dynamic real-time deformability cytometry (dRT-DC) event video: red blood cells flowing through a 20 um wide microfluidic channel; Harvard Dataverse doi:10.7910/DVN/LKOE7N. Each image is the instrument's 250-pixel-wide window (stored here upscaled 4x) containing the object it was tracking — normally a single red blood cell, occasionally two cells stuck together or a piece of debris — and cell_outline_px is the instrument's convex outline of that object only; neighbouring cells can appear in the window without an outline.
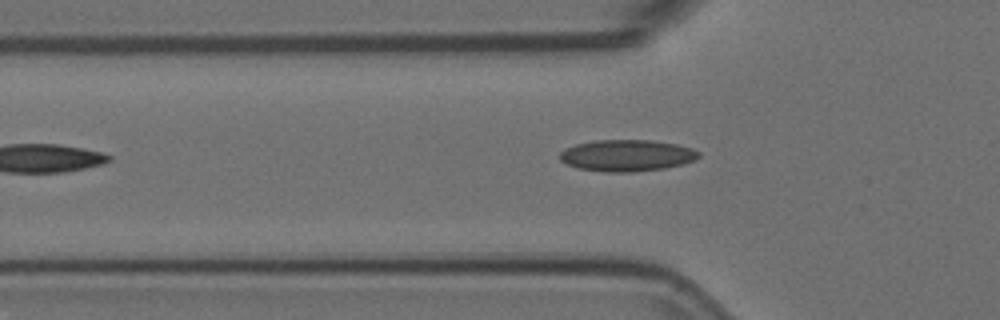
{"species": "Egyptian fruit bat (a non-hibernating species)", "species_latin": "Rousettus aegyptiacus", "temperature_condition": "room temperature", "stored_images_in_passage": 24, "camera_frame_rate_fps": 3000, "um_per_image_px": 0.085, "animal": {"sex": "female"}, "frame": {"image": 1, "passage_image": 3, "time_ms": 0.667, "image_size_px": [1000, 320], "cell_outline_px": [[700, 156], [696, 160], [664, 168], [632, 172], [604, 172], [576, 168], [560, 160], [560, 152], [576, 144], [596, 140], [652, 140], [676, 144], [692, 148], [700, 152]], "centroid_in_image_um": [53.3, 13.22], "position_along_channel_um": 72.5, "area_um2": 25.49}}
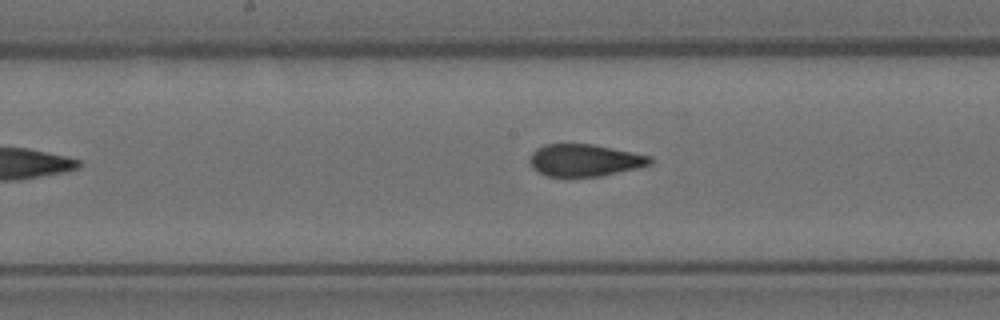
{"frame": {"image": 2, "passage_image": 13, "time_ms": 4.0, "image_size_px": [1000, 320], "cell_outline_px": [[652, 164], [636, 168], [600, 176], [548, 176], [536, 172], [532, 168], [528, 160], [532, 152], [536, 148], [544, 144], [592, 144], [632, 152], [648, 156], [652, 160]], "centroid_in_image_um": [49.63, 13.62], "position_along_channel_um": 198.6, "area_um2": 22.43}}
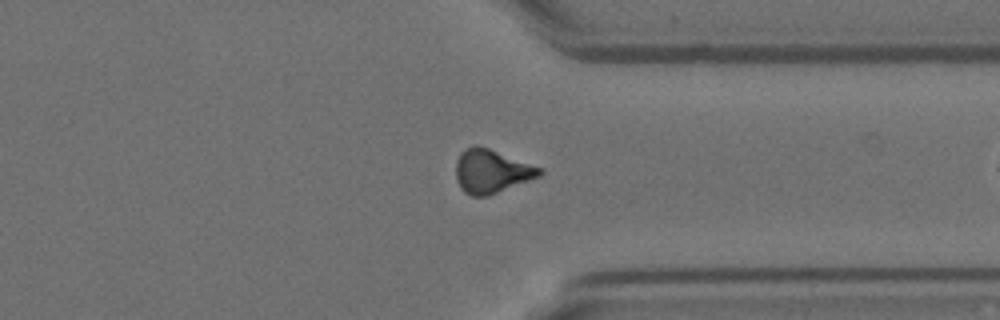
{"frame": {"image": 3, "passage_image": 23, "time_ms": 7.333, "image_size_px": [1000, 320], "cell_outline_px": [[544, 172], [540, 176], [488, 196], [472, 196], [464, 192], [460, 188], [456, 180], [456, 160], [460, 152], [464, 148], [472, 144], [476, 144], [488, 148], [544, 168]], "centroid_in_image_um": [41.76, 14.54], "position_along_channel_um": 369.6, "area_um2": 21.56}}